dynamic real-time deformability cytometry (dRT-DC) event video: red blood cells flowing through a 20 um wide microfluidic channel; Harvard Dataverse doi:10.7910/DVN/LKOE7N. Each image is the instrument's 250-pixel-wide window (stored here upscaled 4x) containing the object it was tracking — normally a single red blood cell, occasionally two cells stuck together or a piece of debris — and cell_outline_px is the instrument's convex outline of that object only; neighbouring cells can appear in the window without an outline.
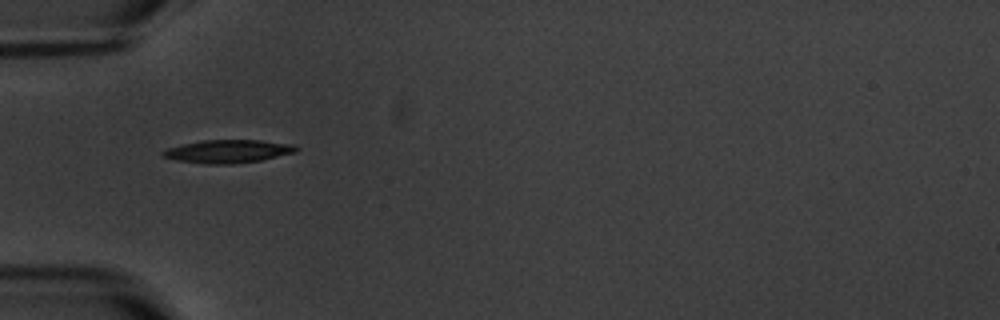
{"species": "common noctule bat (a hibernating species)", "species_latin": "Nyctalus noctula", "temperature_condition": "warm", "stored_images_in_passage": 11, "camera_frame_rate_fps": 3000, "um_per_image_px": 0.085, "animal": {"sex": "male", "body_mass_g": 20.1, "forearm_length_mm": 53.5}, "frame": {"image": 1, "passage_image": 1, "time_ms": 0.0, "image_size_px": [1000, 320], "cell_outline_px": [[300, 148], [296, 152], [260, 160], [232, 164], [204, 164], [176, 160], [160, 156], [160, 152], [168, 148], [184, 144], [204, 140], [260, 140], [292, 144]], "centroid_in_image_um": [19.36, 12.87], "position_along_channel_um": 65.6, "area_um2": 17.92}}
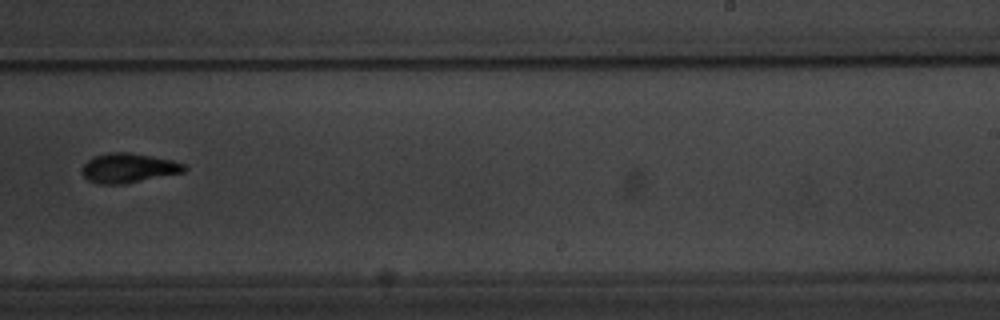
{"frame": {"image": 2, "passage_image": 6, "time_ms": 6.0, "image_size_px": [1000, 320], "cell_outline_px": [[188, 168], [184, 172], [124, 184], [100, 184], [88, 180], [80, 172], [80, 168], [92, 156], [108, 152], [132, 152], [172, 160], [184, 164]], "centroid_in_image_um": [10.89, 14.27], "position_along_channel_um": 278.1, "area_um2": 17.8}}
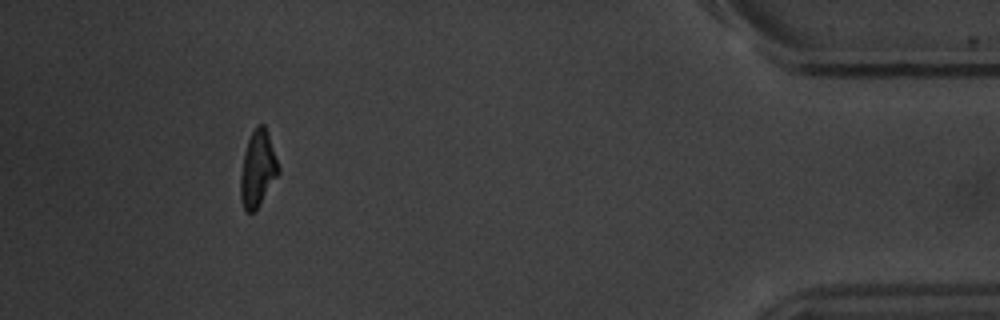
{"frame": {"image": 3, "passage_image": 10, "time_ms": 11.333, "image_size_px": [1000, 320], "cell_outline_px": [[280, 172], [256, 212], [248, 212], [244, 208], [240, 200], [240, 176], [244, 152], [248, 140], [256, 124], [264, 124], [280, 168]], "centroid_in_image_um": [21.9, 14.39], "position_along_channel_um": 413.3, "area_um2": 16.88}, "authors_computed_cell_mechanics": {"area_um2": 17.629, "velocity_mm_per_s": 3.5582, "shape_relaxation_time_tau1_ms": 3.2734, "shape_relaxation_time_tau2_ms": 5.0489, "deformation_change_tau1": 0.1382, "deformation_change_tau2": 0.1101}}